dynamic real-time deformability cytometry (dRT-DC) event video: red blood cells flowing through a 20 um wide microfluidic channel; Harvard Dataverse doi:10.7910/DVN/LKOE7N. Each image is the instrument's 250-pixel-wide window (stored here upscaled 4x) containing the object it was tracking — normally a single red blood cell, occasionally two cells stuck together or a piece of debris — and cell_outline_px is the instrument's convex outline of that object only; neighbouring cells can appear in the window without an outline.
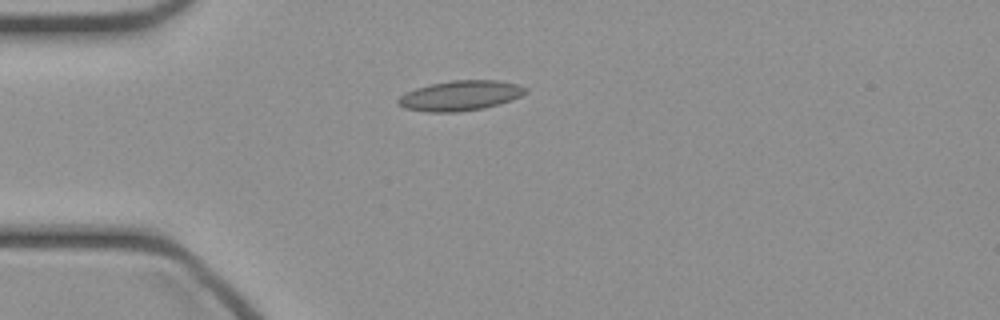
{"species": "common noctule bat (a hibernating species)", "species_latin": "Nyctalus noctula", "temperature_condition": "cold", "stored_images_in_passage": 36, "camera_frame_rate_fps": 3000, "um_per_image_px": 0.085, "animal": {"sex": "female", "body_mass_g": 21.9}, "frame": {"image": 1, "passage_image": 1, "time_ms": 0.0, "image_size_px": [1000, 320], "cell_outline_px": [[528, 92], [512, 100], [484, 108], [456, 112], [424, 112], [404, 108], [396, 104], [396, 100], [404, 92], [416, 88], [432, 84], [452, 80], [496, 80], [520, 84], [528, 88]], "centroid_in_image_um": [39.11, 8.13], "position_along_channel_um": 45.9, "area_um2": 22.54}}
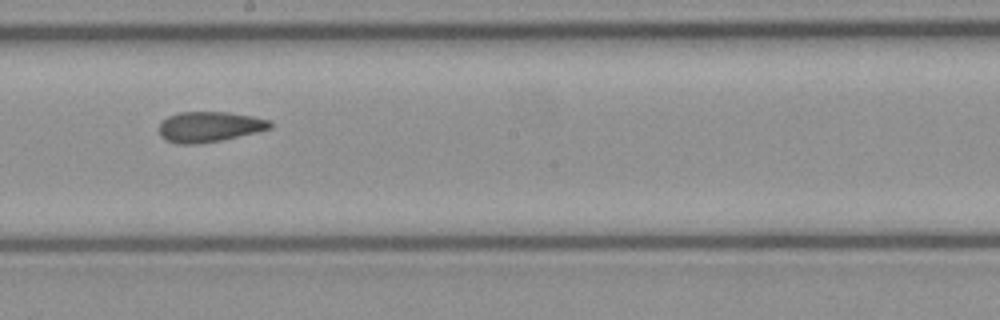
{"frame": {"image": 2, "passage_image": 15, "time_ms": 4.667, "image_size_px": [1000, 320], "cell_outline_px": [[272, 128], [256, 132], [220, 140], [200, 144], [176, 144], [164, 140], [160, 136], [160, 124], [168, 116], [180, 112], [228, 112], [252, 116], [268, 120], [272, 124]], "centroid_in_image_um": [17.77, 10.78], "position_along_channel_um": 230.4, "area_um2": 19.59}}
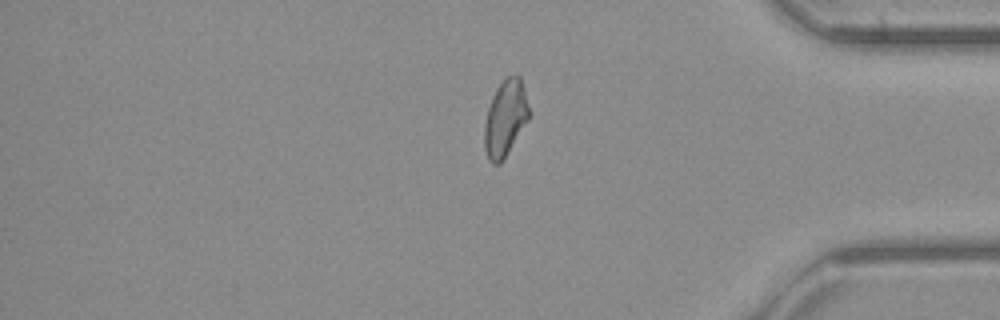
{"frame": {"image": 3, "passage_image": 28, "time_ms": 9.0, "image_size_px": [1000, 320], "cell_outline_px": [[532, 112], [528, 120], [500, 164], [492, 164], [488, 160], [484, 148], [484, 124], [488, 108], [492, 96], [496, 88], [508, 76], [520, 76]], "centroid_in_image_um": [42.96, 10.06], "position_along_channel_um": 392.2, "area_um2": 19.88}}